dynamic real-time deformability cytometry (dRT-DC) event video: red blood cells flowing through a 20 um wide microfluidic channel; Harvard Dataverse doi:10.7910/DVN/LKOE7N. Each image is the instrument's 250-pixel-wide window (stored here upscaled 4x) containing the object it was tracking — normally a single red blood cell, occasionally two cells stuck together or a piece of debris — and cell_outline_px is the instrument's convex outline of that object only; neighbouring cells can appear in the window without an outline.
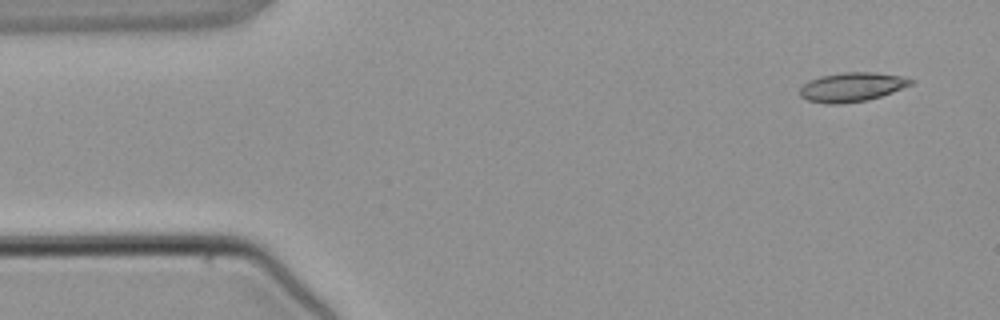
{"species": "common noctule bat (a hibernating species)", "species_latin": "Nyctalus noctula", "temperature_condition": "warm", "stored_images_in_passage": 3, "camera_frame_rate_fps": 3000, "um_per_image_px": 0.085, "animal": {"sex": "male", "body_mass_g": 21.5, "forearm_length_mm": 52.0}, "frame": {"image": 1, "passage_image": 1, "time_ms": 0.0, "image_size_px": [1000, 320], "cell_outline_px": [[916, 80], [912, 84], [892, 92], [868, 100], [840, 104], [828, 104], [808, 100], [800, 96], [800, 88], [808, 80], [820, 76], [844, 72], [876, 72], [900, 76]], "centroid_in_image_um": [72.4, 7.39], "position_along_channel_um": 12.6, "area_um2": 18.84}}
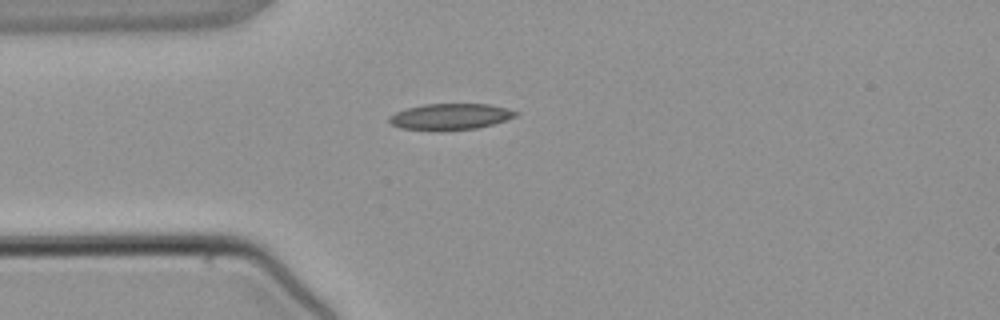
{"frame": {"image": 2, "passage_image": 3, "time_ms": 2.667, "image_size_px": [1000, 320], "cell_outline_px": [[520, 112], [516, 116], [492, 124], [476, 128], [440, 132], [436, 132], [400, 128], [392, 124], [388, 120], [388, 116], [396, 112], [408, 108], [424, 104], [488, 104]], "centroid_in_image_um": [38.22, 9.94], "position_along_channel_um": 46.8, "area_um2": 19.48}}